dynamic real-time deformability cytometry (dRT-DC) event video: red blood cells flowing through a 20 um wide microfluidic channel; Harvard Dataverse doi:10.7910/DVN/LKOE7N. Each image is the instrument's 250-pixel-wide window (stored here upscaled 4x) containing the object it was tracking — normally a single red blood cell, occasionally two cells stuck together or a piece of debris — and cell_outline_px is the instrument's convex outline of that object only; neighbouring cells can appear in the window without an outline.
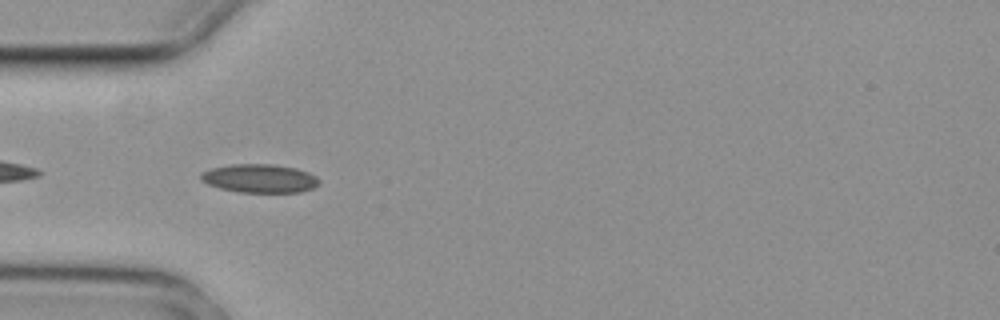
{"species": "common noctule bat (a hibernating species)", "species_latin": "Nyctalus noctula", "temperature_condition": "cold", "stored_images_in_passage": 6, "camera_frame_rate_fps": 3000, "um_per_image_px": 0.085, "animal": {"sex": "female", "body_mass_g": 29.2, "forearm_length_mm": 56.3}, "frame": {"image": 1, "passage_image": 5, "time_ms": 1.333, "image_size_px": [1000, 320], "cell_outline_px": [[320, 184], [312, 188], [300, 192], [240, 192], [220, 188], [208, 184], [200, 180], [200, 172], [212, 168], [232, 164], [272, 164], [296, 168], [308, 172], [316, 176], [320, 180]], "centroid_in_image_um": [22.07, 15.16], "position_along_channel_um": 62.9, "area_um2": 19.71}}
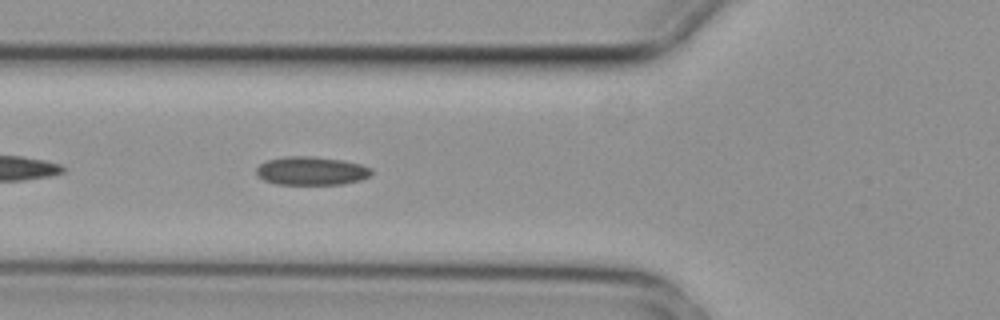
{"frame": {"image": 2, "passage_image": 6, "time_ms": 1.667, "image_size_px": [1000, 320], "cell_outline_px": [[372, 172], [368, 176], [360, 180], [344, 184], [276, 184], [264, 180], [256, 172], [256, 168], [260, 164], [268, 160], [284, 156], [312, 156], [340, 160], [360, 164], [372, 168]], "centroid_in_image_um": [26.46, 14.52], "position_along_channel_um": 99.3, "area_um2": 18.96}}